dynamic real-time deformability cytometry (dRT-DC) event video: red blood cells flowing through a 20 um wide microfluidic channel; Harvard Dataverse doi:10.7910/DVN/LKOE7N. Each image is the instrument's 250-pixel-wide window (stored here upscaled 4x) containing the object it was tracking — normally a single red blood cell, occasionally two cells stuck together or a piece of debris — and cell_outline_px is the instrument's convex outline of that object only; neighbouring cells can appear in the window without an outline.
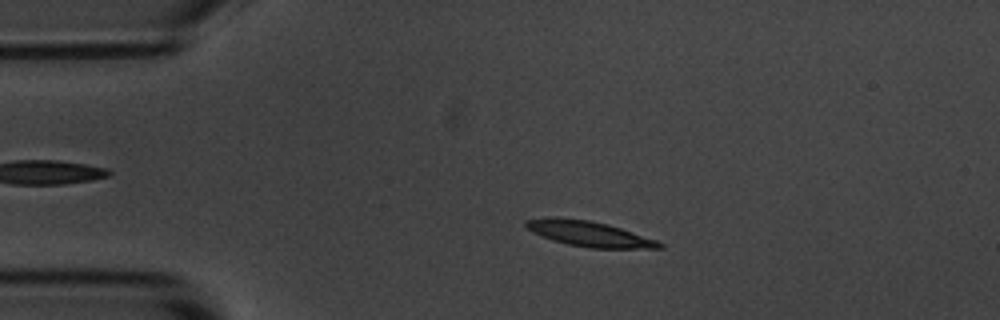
{"species": "common noctule bat (a hibernating species)", "species_latin": "Nyctalus noctula", "temperature_condition": "room temperature", "stored_images_in_passage": 3, "camera_frame_rate_fps": 3000, "um_per_image_px": 0.085, "animal": {"sex": "male", "body_mass_g": 20.1, "forearm_length_mm": 53.5}, "frame": {"image": 1, "passage_image": 2, "time_ms": 1.333, "image_size_px": [1000, 320], "cell_outline_px": [[664, 248], [592, 248], [568, 244], [552, 240], [532, 232], [524, 224], [524, 220], [552, 216], [556, 216], [588, 220], [608, 224], [656, 240], [664, 244]], "centroid_in_image_um": [50.03, 19.86], "position_along_channel_um": 35.0, "area_um2": 19.65}}